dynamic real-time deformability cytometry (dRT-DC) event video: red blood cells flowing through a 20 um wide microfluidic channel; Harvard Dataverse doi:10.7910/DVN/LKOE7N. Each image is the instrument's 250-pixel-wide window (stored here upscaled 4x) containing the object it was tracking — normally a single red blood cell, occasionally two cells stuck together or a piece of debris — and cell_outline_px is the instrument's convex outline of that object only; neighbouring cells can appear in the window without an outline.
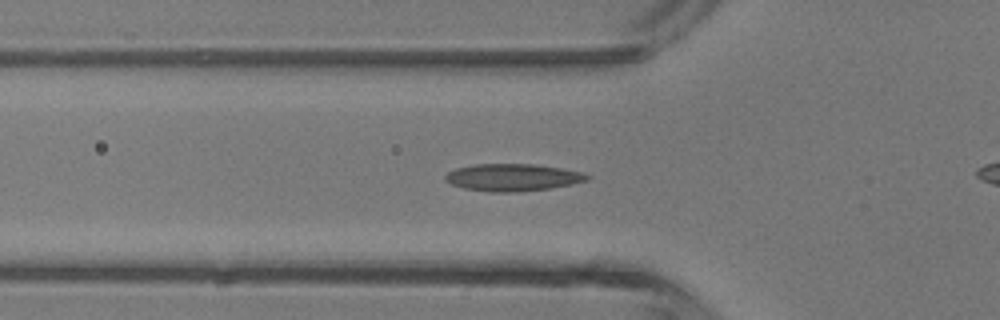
{"species": "common noctule bat (a hibernating species)", "species_latin": "Nyctalus noctula", "temperature_condition": "room temperature", "stored_images_in_passage": 29, "camera_frame_rate_fps": 3000, "um_per_image_px": 0.085, "animal": {"sex": "male", "body_mass_g": 13.3}, "frame": {"image": 1, "passage_image": 7, "time_ms": 2.0, "image_size_px": [1000, 320], "cell_outline_px": [[592, 176], [588, 180], [572, 184], [548, 188], [516, 192], [488, 192], [464, 188], [452, 184], [444, 180], [444, 176], [448, 172], [456, 168], [476, 164], [536, 164], [584, 172]], "centroid_in_image_um": [43.59, 15.07], "position_along_channel_um": 82.2, "area_um2": 22.54}}
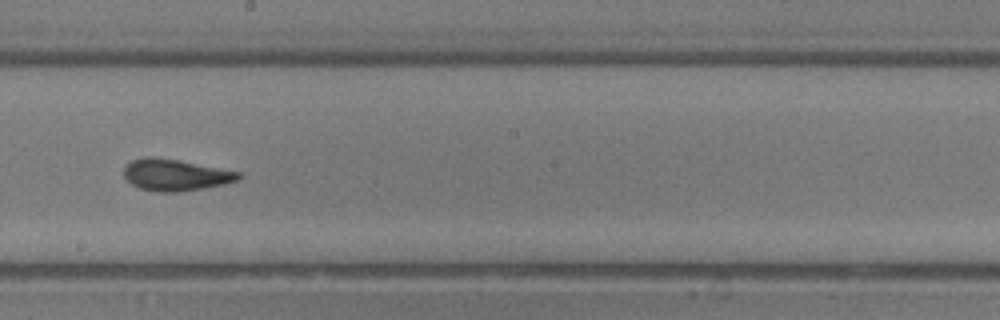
{"frame": {"image": 2, "passage_image": 17, "time_ms": 5.333, "image_size_px": [1000, 320], "cell_outline_px": [[244, 176], [236, 180], [224, 184], [204, 188], [176, 192], [156, 192], [140, 188], [132, 184], [124, 176], [124, 168], [132, 160], [148, 156], [152, 156], [176, 160], [240, 172]], "centroid_in_image_um": [14.9, 14.88], "position_along_channel_um": 233.3, "area_um2": 20.81}}
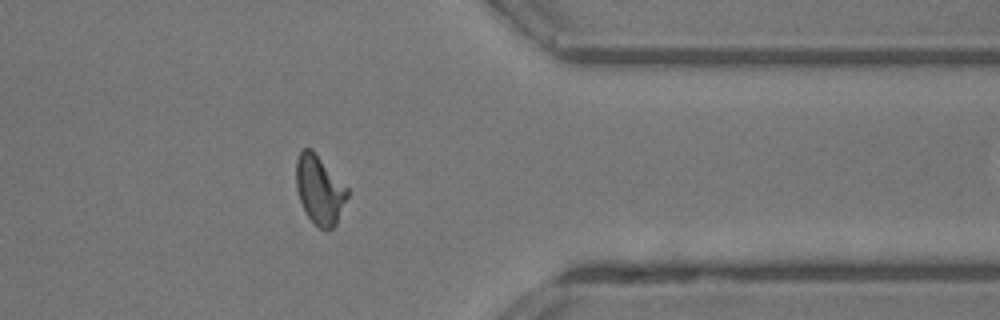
{"frame": {"image": 3, "passage_image": 28, "time_ms": 9.0, "image_size_px": [1000, 320], "cell_outline_px": [[348, 196], [336, 224], [332, 228], [320, 228], [308, 216], [300, 200], [296, 188], [296, 160], [300, 152], [304, 148], [312, 148], [348, 188]], "centroid_in_image_um": [27.16, 16.09], "position_along_channel_um": 384.2, "area_um2": 20.29}}